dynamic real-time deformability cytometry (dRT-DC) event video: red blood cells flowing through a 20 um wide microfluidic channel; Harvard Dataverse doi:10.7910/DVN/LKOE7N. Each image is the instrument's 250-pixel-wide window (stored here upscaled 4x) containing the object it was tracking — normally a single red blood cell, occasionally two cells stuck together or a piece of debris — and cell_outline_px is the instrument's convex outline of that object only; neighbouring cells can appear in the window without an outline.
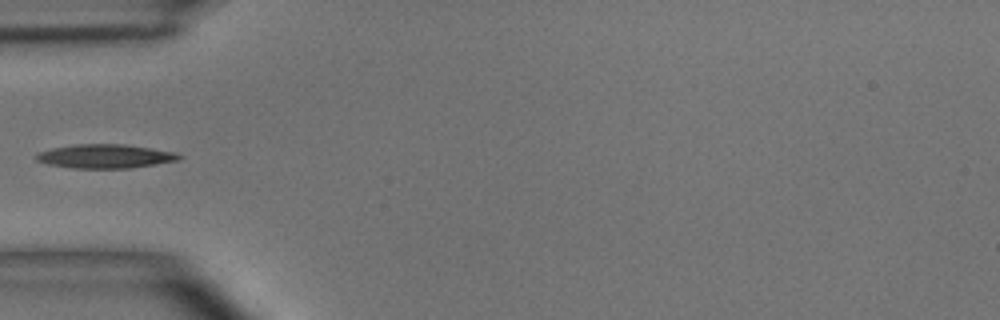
{"species": "common noctule bat (a hibernating species)", "species_latin": "Nyctalus noctula", "temperature_condition": "room temperature", "stored_images_in_passage": 4, "camera_frame_rate_fps": 3000, "um_per_image_px": 0.085, "animal": {"sex": "male", "body_mass_g": 15.6}, "frame": {"image": 1, "passage_image": 3, "time_ms": 3.333, "image_size_px": [1000, 320], "cell_outline_px": [[184, 156], [180, 160], [132, 168], [72, 168], [48, 164], [36, 160], [36, 152], [52, 148], [76, 144], [124, 144], [176, 152]], "centroid_in_image_um": [8.96, 13.28], "position_along_channel_um": 76.0, "area_um2": 20.0}}
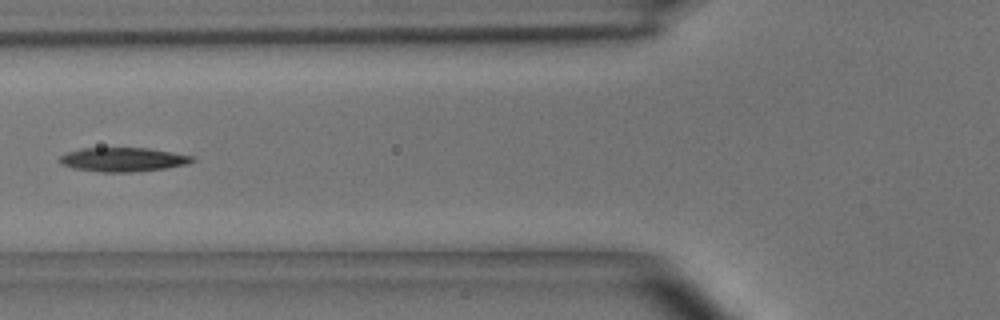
{"frame": {"image": 2, "passage_image": 4, "time_ms": 4.333, "image_size_px": [1000, 320], "cell_outline_px": [[196, 160], [188, 164], [164, 168], [132, 172], [100, 172], [72, 168], [60, 164], [60, 156], [68, 152], [80, 148], [148, 148], [196, 156]], "centroid_in_image_um": [10.48, 13.56], "position_along_channel_um": 115.3, "area_um2": 18.67}}